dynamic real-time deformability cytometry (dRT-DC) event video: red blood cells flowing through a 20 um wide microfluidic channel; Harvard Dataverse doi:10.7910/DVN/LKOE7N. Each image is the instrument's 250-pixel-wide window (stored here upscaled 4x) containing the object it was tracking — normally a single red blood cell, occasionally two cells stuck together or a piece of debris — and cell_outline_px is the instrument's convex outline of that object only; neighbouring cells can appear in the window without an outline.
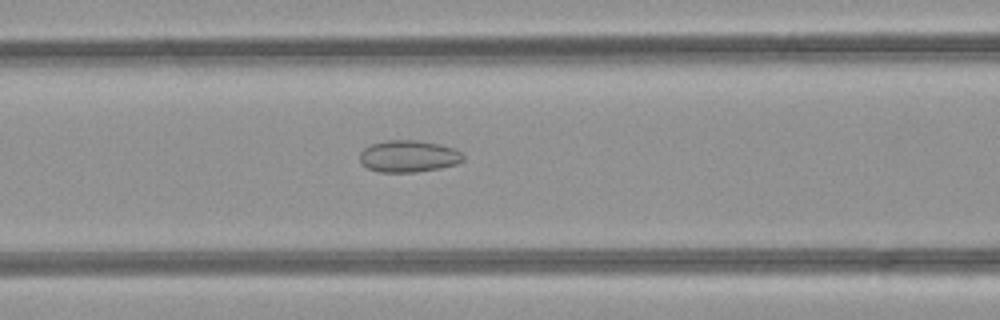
{"species": "common noctule bat (a hibernating species)", "species_latin": "Nyctalus noctula", "temperature_condition": "room temperature", "stored_images_in_passage": 48, "camera_frame_rate_fps": 3000, "um_per_image_px": 0.085, "animal": {"sex": "female", "body_mass_g": 21.9}, "frame": {"image": 1, "passage_image": 20, "time_ms": 6.333, "image_size_px": [1000, 320], "cell_outline_px": [[464, 160], [456, 164], [440, 168], [416, 172], [380, 172], [368, 168], [360, 164], [360, 152], [364, 148], [372, 144], [388, 140], [416, 140], [440, 144], [452, 148], [460, 152], [464, 156]], "centroid_in_image_um": [34.71, 13.28], "position_along_channel_um": 131.9, "area_um2": 19.19}}
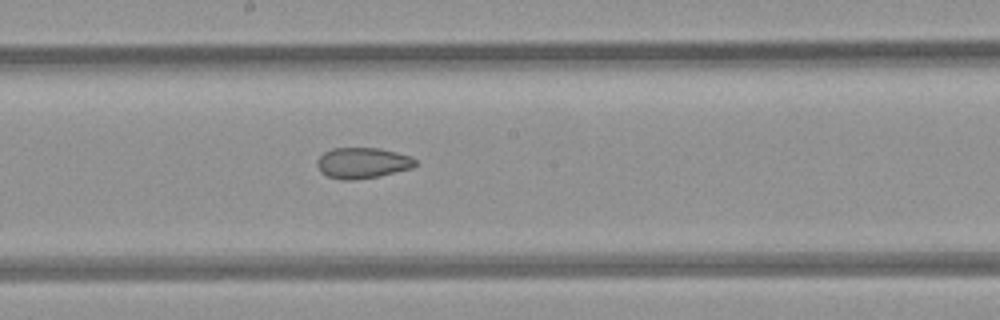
{"frame": {"image": 2, "passage_image": 26, "time_ms": 8.333, "image_size_px": [1000, 320], "cell_outline_px": [[416, 164], [412, 168], [380, 176], [352, 180], [344, 180], [328, 176], [320, 172], [316, 164], [316, 160], [324, 152], [332, 148], [380, 148], [412, 156], [416, 160]], "centroid_in_image_um": [30.81, 13.85], "position_along_channel_um": 217.4, "area_um2": 17.74}}
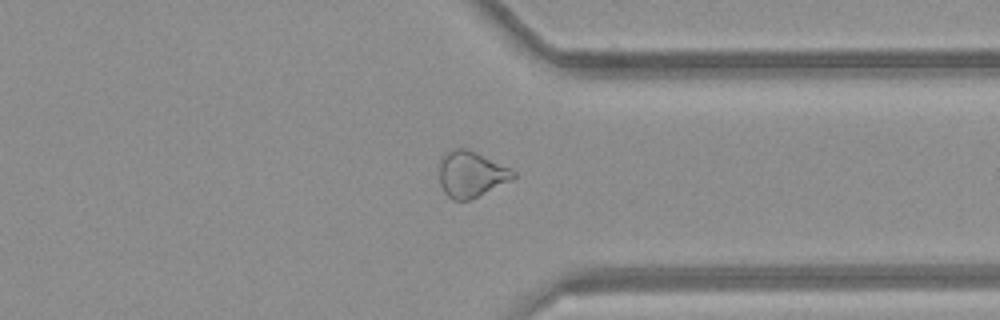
{"frame": {"image": 3, "passage_image": 37, "time_ms": 12.0, "image_size_px": [1000, 320], "cell_outline_px": [[516, 176], [472, 200], [452, 200], [444, 192], [440, 184], [440, 156], [444, 152], [452, 148], [468, 148], [512, 168], [516, 172]], "centroid_in_image_um": [40.02, 14.78], "position_along_channel_um": 371.4, "area_um2": 20.06}, "authors_computed_cell_mechanics": {"area_um2": 21.7906, "velocity_mm_per_s": 4.2676, "shape_relaxation_time_tau1_ms": null, "shape_relaxation_time_tau2_ms": 3.0386, "deformation_change_tau1": null, "deformation_change_tau2": 0.0941}}